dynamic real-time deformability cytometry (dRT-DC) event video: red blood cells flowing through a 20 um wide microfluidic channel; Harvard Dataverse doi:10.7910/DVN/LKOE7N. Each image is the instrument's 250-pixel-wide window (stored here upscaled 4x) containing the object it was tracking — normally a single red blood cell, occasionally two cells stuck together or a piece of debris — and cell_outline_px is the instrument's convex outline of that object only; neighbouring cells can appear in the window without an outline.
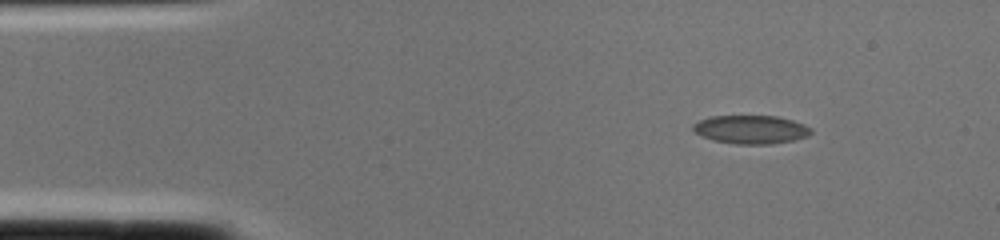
{"species": "common noctule bat (a hibernating species)", "species_latin": "Nyctalus noctula", "temperature_condition": "cold", "stored_images_in_passage": 1, "camera_frame_rate_fps": 3000, "um_per_image_px": 0.085, "animal": {"sex": "female", "body_mass_g": 22.0, "forearm_length_mm": 56.7}, "frame": {"image": 1, "passage_image": 1, "time_ms": 0.0, "image_size_px": [1000, 240], "cell_outline_px": [[812, 132], [808, 136], [792, 140], [772, 144], [736, 144], [712, 140], [696, 132], [692, 128], [692, 124], [700, 120], [712, 116], [776, 116], [792, 120], [804, 124], [812, 128]], "centroid_in_image_um": [63.85, 11.01], "position_along_channel_um": 21.2, "area_um2": 19.48}}